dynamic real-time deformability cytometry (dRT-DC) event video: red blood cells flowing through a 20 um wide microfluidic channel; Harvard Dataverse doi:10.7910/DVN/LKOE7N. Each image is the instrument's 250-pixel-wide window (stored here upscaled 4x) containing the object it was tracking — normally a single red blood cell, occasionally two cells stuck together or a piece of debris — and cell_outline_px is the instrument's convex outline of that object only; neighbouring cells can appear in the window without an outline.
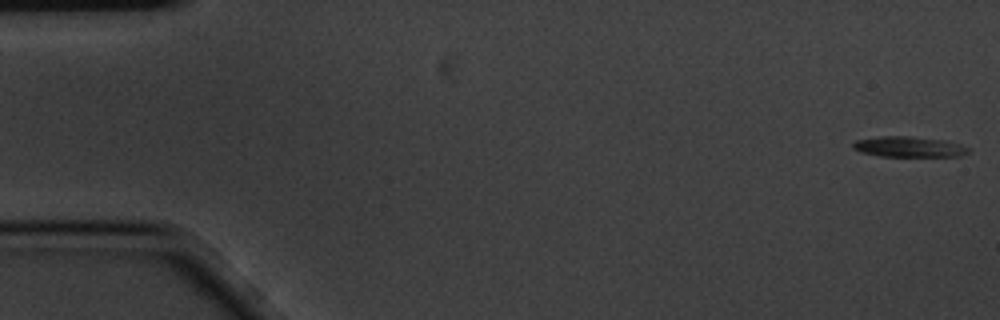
{"species": "common noctule bat (a hibernating species)", "species_latin": "Nyctalus noctula", "temperature_condition": "cold", "stored_images_in_passage": 6, "camera_frame_rate_fps": 3000, "um_per_image_px": 0.085, "animal": {"sex": "male", "body_mass_g": 20.1, "forearm_length_mm": 53.5}, "frame": {"image": 1, "passage_image": 1, "time_ms": 0.0, "image_size_px": [1000, 320], "cell_outline_px": [[968, 152], [960, 156], [880, 156], [860, 152], [852, 148], [852, 144], [856, 140], [884, 136], [908, 136], [944, 140], [968, 148]], "centroid_in_image_um": [77.19, 12.48], "position_along_channel_um": 7.8, "area_um2": 13.53}}